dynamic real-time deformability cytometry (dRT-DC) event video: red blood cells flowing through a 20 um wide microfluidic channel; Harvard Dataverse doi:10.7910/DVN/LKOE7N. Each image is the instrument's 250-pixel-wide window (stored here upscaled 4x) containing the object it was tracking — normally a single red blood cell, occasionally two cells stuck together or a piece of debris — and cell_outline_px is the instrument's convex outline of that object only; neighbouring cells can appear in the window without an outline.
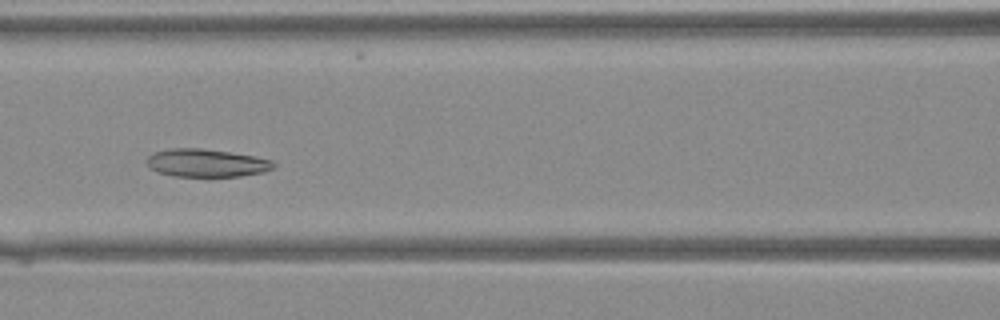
{"species": "Egyptian fruit bat (a non-hibernating species)", "species_latin": "Rousettus aegyptiacus", "temperature_condition": "warm", "stored_images_in_passage": 28, "camera_frame_rate_fps": 3000, "um_per_image_px": 0.085, "animal": {"sex": "female"}, "frame": {"image": 1, "passage_image": 7, "time_ms": 2.0, "image_size_px": [1000, 320], "cell_outline_px": [[276, 168], [264, 172], [240, 176], [172, 176], [148, 168], [148, 156], [152, 152], [168, 148], [200, 148], [256, 156], [272, 160], [276, 164]], "centroid_in_image_um": [17.57, 13.85], "position_along_channel_um": 149.0, "area_um2": 20.75}}
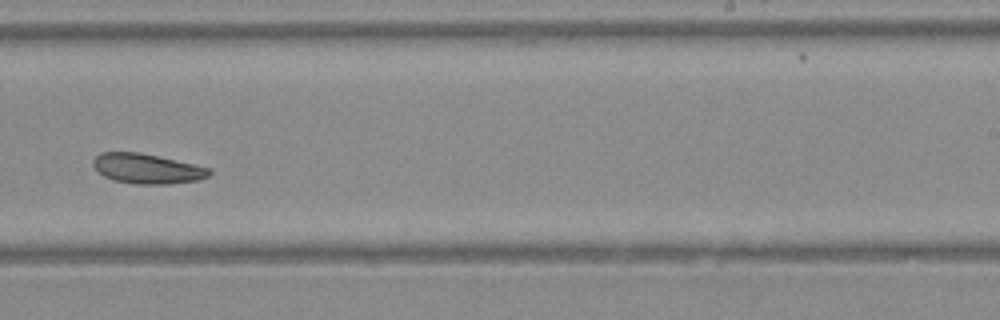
{"frame": {"image": 2, "passage_image": 15, "time_ms": 4.667, "image_size_px": [1000, 320], "cell_outline_px": [[212, 172], [208, 176], [200, 180], [168, 184], [136, 184], [112, 180], [104, 176], [92, 164], [92, 160], [100, 152], [140, 152], [212, 168]], "centroid_in_image_um": [12.52, 14.33], "position_along_channel_um": 276.5, "area_um2": 20.35}}
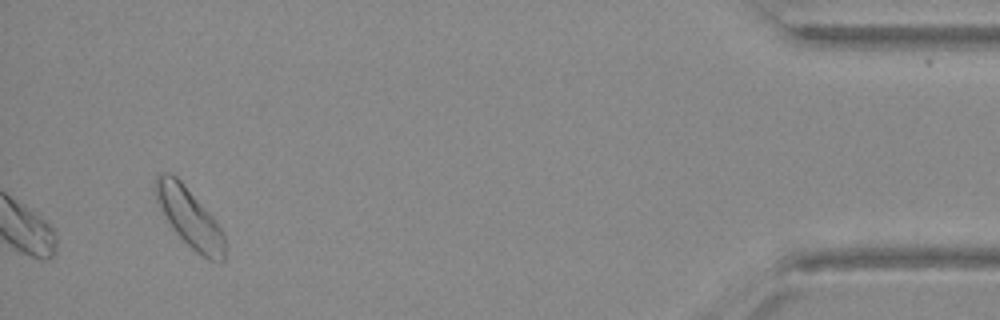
{"frame": {"image": 3, "passage_image": 28, "time_ms": 9.0, "image_size_px": [1000, 320], "cell_outline_px": [[224, 264], [208, 260], [196, 252], [172, 228], [156, 200], [152, 188], [156, 176], [160, 172], [168, 172], [176, 176], [180, 180], [212, 216], [224, 232]], "centroid_in_image_um": [16.09, 18.48], "position_along_channel_um": 419.1, "area_um2": 23.81}}